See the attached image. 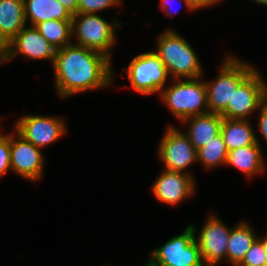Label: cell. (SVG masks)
<instances>
[{
  "instance_id": "obj_1",
  "label": "cell",
  "mask_w": 267,
  "mask_h": 266,
  "mask_svg": "<svg viewBox=\"0 0 267 266\" xmlns=\"http://www.w3.org/2000/svg\"><path fill=\"white\" fill-rule=\"evenodd\" d=\"M106 55L73 42L56 51L52 67L60 98L105 88L113 82L112 63Z\"/></svg>"
},
{
  "instance_id": "obj_2",
  "label": "cell",
  "mask_w": 267,
  "mask_h": 266,
  "mask_svg": "<svg viewBox=\"0 0 267 266\" xmlns=\"http://www.w3.org/2000/svg\"><path fill=\"white\" fill-rule=\"evenodd\" d=\"M155 53L163 61L168 75L172 79H195L203 77V68L195 50L179 35L167 29L156 40Z\"/></svg>"
},
{
  "instance_id": "obj_3",
  "label": "cell",
  "mask_w": 267,
  "mask_h": 266,
  "mask_svg": "<svg viewBox=\"0 0 267 266\" xmlns=\"http://www.w3.org/2000/svg\"><path fill=\"white\" fill-rule=\"evenodd\" d=\"M221 64L215 80H204L209 112L220 115L227 109L229 101H232L237 87L256 69L232 54L227 55Z\"/></svg>"
},
{
  "instance_id": "obj_4",
  "label": "cell",
  "mask_w": 267,
  "mask_h": 266,
  "mask_svg": "<svg viewBox=\"0 0 267 266\" xmlns=\"http://www.w3.org/2000/svg\"><path fill=\"white\" fill-rule=\"evenodd\" d=\"M201 79H174L173 85L165 87L159 95L180 122L209 112L205 82Z\"/></svg>"
},
{
  "instance_id": "obj_5",
  "label": "cell",
  "mask_w": 267,
  "mask_h": 266,
  "mask_svg": "<svg viewBox=\"0 0 267 266\" xmlns=\"http://www.w3.org/2000/svg\"><path fill=\"white\" fill-rule=\"evenodd\" d=\"M113 23V24H112ZM122 22L107 21L98 14H75L72 16V36L76 45L98 51L111 59V49L116 43L115 28Z\"/></svg>"
},
{
  "instance_id": "obj_6",
  "label": "cell",
  "mask_w": 267,
  "mask_h": 266,
  "mask_svg": "<svg viewBox=\"0 0 267 266\" xmlns=\"http://www.w3.org/2000/svg\"><path fill=\"white\" fill-rule=\"evenodd\" d=\"M195 233L188 225L182 234L170 238L150 252L148 266H205Z\"/></svg>"
},
{
  "instance_id": "obj_7",
  "label": "cell",
  "mask_w": 267,
  "mask_h": 266,
  "mask_svg": "<svg viewBox=\"0 0 267 266\" xmlns=\"http://www.w3.org/2000/svg\"><path fill=\"white\" fill-rule=\"evenodd\" d=\"M124 69L131 88L142 95L160 94L169 77L163 61L154 51L135 56Z\"/></svg>"
},
{
  "instance_id": "obj_8",
  "label": "cell",
  "mask_w": 267,
  "mask_h": 266,
  "mask_svg": "<svg viewBox=\"0 0 267 266\" xmlns=\"http://www.w3.org/2000/svg\"><path fill=\"white\" fill-rule=\"evenodd\" d=\"M256 68L234 91L232 101L221 114L225 119L249 120L267 100V83Z\"/></svg>"
},
{
  "instance_id": "obj_9",
  "label": "cell",
  "mask_w": 267,
  "mask_h": 266,
  "mask_svg": "<svg viewBox=\"0 0 267 266\" xmlns=\"http://www.w3.org/2000/svg\"><path fill=\"white\" fill-rule=\"evenodd\" d=\"M158 157L165 165L164 169L186 172V168L198 162L197 150L191 144L188 136L173 125L167 126L158 147Z\"/></svg>"
},
{
  "instance_id": "obj_10",
  "label": "cell",
  "mask_w": 267,
  "mask_h": 266,
  "mask_svg": "<svg viewBox=\"0 0 267 266\" xmlns=\"http://www.w3.org/2000/svg\"><path fill=\"white\" fill-rule=\"evenodd\" d=\"M14 126L13 130L40 149L67 133L64 119L47 115H23Z\"/></svg>"
},
{
  "instance_id": "obj_11",
  "label": "cell",
  "mask_w": 267,
  "mask_h": 266,
  "mask_svg": "<svg viewBox=\"0 0 267 266\" xmlns=\"http://www.w3.org/2000/svg\"><path fill=\"white\" fill-rule=\"evenodd\" d=\"M195 233V240L200 248L201 257L205 266H216L226 260L227 244L231 228L215 214H211L197 237L195 225L190 224Z\"/></svg>"
},
{
  "instance_id": "obj_12",
  "label": "cell",
  "mask_w": 267,
  "mask_h": 266,
  "mask_svg": "<svg viewBox=\"0 0 267 266\" xmlns=\"http://www.w3.org/2000/svg\"><path fill=\"white\" fill-rule=\"evenodd\" d=\"M44 164L42 149L25 140L16 131L10 133V166L12 172L32 182H38L43 176Z\"/></svg>"
},
{
  "instance_id": "obj_13",
  "label": "cell",
  "mask_w": 267,
  "mask_h": 266,
  "mask_svg": "<svg viewBox=\"0 0 267 266\" xmlns=\"http://www.w3.org/2000/svg\"><path fill=\"white\" fill-rule=\"evenodd\" d=\"M56 49L40 34L35 27L25 26L9 43L4 62H9L17 55H23L31 60L55 59Z\"/></svg>"
},
{
  "instance_id": "obj_14",
  "label": "cell",
  "mask_w": 267,
  "mask_h": 266,
  "mask_svg": "<svg viewBox=\"0 0 267 266\" xmlns=\"http://www.w3.org/2000/svg\"><path fill=\"white\" fill-rule=\"evenodd\" d=\"M195 185L192 174L164 169L153 183L152 192L158 201L175 206L194 194Z\"/></svg>"
},
{
  "instance_id": "obj_15",
  "label": "cell",
  "mask_w": 267,
  "mask_h": 266,
  "mask_svg": "<svg viewBox=\"0 0 267 266\" xmlns=\"http://www.w3.org/2000/svg\"><path fill=\"white\" fill-rule=\"evenodd\" d=\"M222 120L220 114L208 112L189 117L181 123H189L185 134L194 148L199 150L221 133Z\"/></svg>"
},
{
  "instance_id": "obj_16",
  "label": "cell",
  "mask_w": 267,
  "mask_h": 266,
  "mask_svg": "<svg viewBox=\"0 0 267 266\" xmlns=\"http://www.w3.org/2000/svg\"><path fill=\"white\" fill-rule=\"evenodd\" d=\"M258 143L228 151L226 165L237 168L246 177L265 172L264 155Z\"/></svg>"
},
{
  "instance_id": "obj_17",
  "label": "cell",
  "mask_w": 267,
  "mask_h": 266,
  "mask_svg": "<svg viewBox=\"0 0 267 266\" xmlns=\"http://www.w3.org/2000/svg\"><path fill=\"white\" fill-rule=\"evenodd\" d=\"M25 26L24 0H0V36L8 44Z\"/></svg>"
},
{
  "instance_id": "obj_18",
  "label": "cell",
  "mask_w": 267,
  "mask_h": 266,
  "mask_svg": "<svg viewBox=\"0 0 267 266\" xmlns=\"http://www.w3.org/2000/svg\"><path fill=\"white\" fill-rule=\"evenodd\" d=\"M25 19L35 27L50 20L72 21V14L56 0H24Z\"/></svg>"
},
{
  "instance_id": "obj_19",
  "label": "cell",
  "mask_w": 267,
  "mask_h": 266,
  "mask_svg": "<svg viewBox=\"0 0 267 266\" xmlns=\"http://www.w3.org/2000/svg\"><path fill=\"white\" fill-rule=\"evenodd\" d=\"M221 134L228 151L256 143L261 145L250 120L223 118Z\"/></svg>"
},
{
  "instance_id": "obj_20",
  "label": "cell",
  "mask_w": 267,
  "mask_h": 266,
  "mask_svg": "<svg viewBox=\"0 0 267 266\" xmlns=\"http://www.w3.org/2000/svg\"><path fill=\"white\" fill-rule=\"evenodd\" d=\"M258 237L247 222L242 221L232 227L227 244L226 262L237 266Z\"/></svg>"
},
{
  "instance_id": "obj_21",
  "label": "cell",
  "mask_w": 267,
  "mask_h": 266,
  "mask_svg": "<svg viewBox=\"0 0 267 266\" xmlns=\"http://www.w3.org/2000/svg\"><path fill=\"white\" fill-rule=\"evenodd\" d=\"M35 28L56 50L72 43V21L50 20L40 22Z\"/></svg>"
},
{
  "instance_id": "obj_22",
  "label": "cell",
  "mask_w": 267,
  "mask_h": 266,
  "mask_svg": "<svg viewBox=\"0 0 267 266\" xmlns=\"http://www.w3.org/2000/svg\"><path fill=\"white\" fill-rule=\"evenodd\" d=\"M197 156L198 162L207 169L226 165L228 150L222 134L213 137L209 143L197 150Z\"/></svg>"
},
{
  "instance_id": "obj_23",
  "label": "cell",
  "mask_w": 267,
  "mask_h": 266,
  "mask_svg": "<svg viewBox=\"0 0 267 266\" xmlns=\"http://www.w3.org/2000/svg\"><path fill=\"white\" fill-rule=\"evenodd\" d=\"M237 266H267L263 241L258 237Z\"/></svg>"
},
{
  "instance_id": "obj_24",
  "label": "cell",
  "mask_w": 267,
  "mask_h": 266,
  "mask_svg": "<svg viewBox=\"0 0 267 266\" xmlns=\"http://www.w3.org/2000/svg\"><path fill=\"white\" fill-rule=\"evenodd\" d=\"M122 0H78V14H97L109 7H118Z\"/></svg>"
},
{
  "instance_id": "obj_25",
  "label": "cell",
  "mask_w": 267,
  "mask_h": 266,
  "mask_svg": "<svg viewBox=\"0 0 267 266\" xmlns=\"http://www.w3.org/2000/svg\"><path fill=\"white\" fill-rule=\"evenodd\" d=\"M9 171H11L10 133L2 134L0 131V178Z\"/></svg>"
},
{
  "instance_id": "obj_26",
  "label": "cell",
  "mask_w": 267,
  "mask_h": 266,
  "mask_svg": "<svg viewBox=\"0 0 267 266\" xmlns=\"http://www.w3.org/2000/svg\"><path fill=\"white\" fill-rule=\"evenodd\" d=\"M178 1H180L181 3H184L186 6L185 8L190 10V11L198 10L189 0H178ZM173 2H174V0H161L160 9H162L165 12V16L171 17V16L176 15L177 10L176 9L172 10V6H171Z\"/></svg>"
},
{
  "instance_id": "obj_27",
  "label": "cell",
  "mask_w": 267,
  "mask_h": 266,
  "mask_svg": "<svg viewBox=\"0 0 267 266\" xmlns=\"http://www.w3.org/2000/svg\"><path fill=\"white\" fill-rule=\"evenodd\" d=\"M258 127L260 134L267 143V100L259 108Z\"/></svg>"
},
{
  "instance_id": "obj_28",
  "label": "cell",
  "mask_w": 267,
  "mask_h": 266,
  "mask_svg": "<svg viewBox=\"0 0 267 266\" xmlns=\"http://www.w3.org/2000/svg\"><path fill=\"white\" fill-rule=\"evenodd\" d=\"M72 15L78 14V0H56Z\"/></svg>"
},
{
  "instance_id": "obj_29",
  "label": "cell",
  "mask_w": 267,
  "mask_h": 266,
  "mask_svg": "<svg viewBox=\"0 0 267 266\" xmlns=\"http://www.w3.org/2000/svg\"><path fill=\"white\" fill-rule=\"evenodd\" d=\"M198 10L219 4L222 0H189Z\"/></svg>"
},
{
  "instance_id": "obj_30",
  "label": "cell",
  "mask_w": 267,
  "mask_h": 266,
  "mask_svg": "<svg viewBox=\"0 0 267 266\" xmlns=\"http://www.w3.org/2000/svg\"><path fill=\"white\" fill-rule=\"evenodd\" d=\"M7 48H8V44L0 36V63L6 56Z\"/></svg>"
},
{
  "instance_id": "obj_31",
  "label": "cell",
  "mask_w": 267,
  "mask_h": 266,
  "mask_svg": "<svg viewBox=\"0 0 267 266\" xmlns=\"http://www.w3.org/2000/svg\"><path fill=\"white\" fill-rule=\"evenodd\" d=\"M260 239L263 241L264 251L266 252V256H267V235H265L264 237H261Z\"/></svg>"
},
{
  "instance_id": "obj_32",
  "label": "cell",
  "mask_w": 267,
  "mask_h": 266,
  "mask_svg": "<svg viewBox=\"0 0 267 266\" xmlns=\"http://www.w3.org/2000/svg\"><path fill=\"white\" fill-rule=\"evenodd\" d=\"M252 1L262 6H267V0H252Z\"/></svg>"
}]
</instances>
